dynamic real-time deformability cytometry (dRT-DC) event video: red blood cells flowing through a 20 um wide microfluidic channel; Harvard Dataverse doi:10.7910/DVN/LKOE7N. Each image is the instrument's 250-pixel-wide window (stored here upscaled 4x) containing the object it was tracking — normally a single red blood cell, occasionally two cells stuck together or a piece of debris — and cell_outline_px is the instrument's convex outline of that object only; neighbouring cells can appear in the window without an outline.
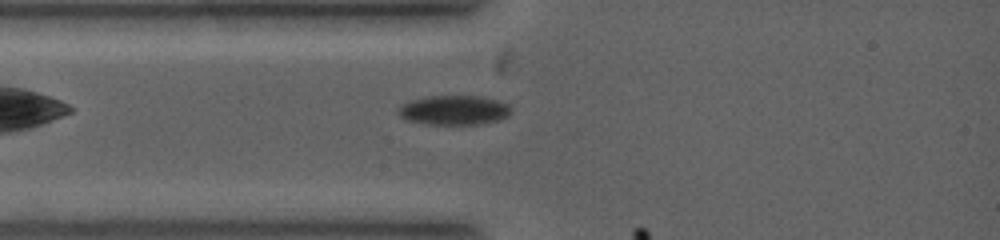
{"species": "common noctule bat (a hibernating species)", "species_latin": "Nyctalus noctula", "temperature_condition": "warm", "stored_images_in_passage": 3, "camera_frame_rate_fps": 5000, "um_per_image_px": 0.085, "animal": {"sex": "female", "body_mass_g": 19.0, "forearm_length_mm": 53.3}, "frame": {"image": 1, "passage_image": 1, "time_ms": 0.0, "image_size_px": [1000, 240], "cell_outline_px": [[512, 112], [508, 116], [500, 120], [480, 124], [424, 124], [408, 120], [400, 116], [396, 112], [396, 108], [408, 100], [428, 96], [484, 96], [508, 104], [512, 108]], "centroid_in_image_um": [38.58, 9.36], "position_along_channel_um": 46.4, "area_um2": 19.71}}